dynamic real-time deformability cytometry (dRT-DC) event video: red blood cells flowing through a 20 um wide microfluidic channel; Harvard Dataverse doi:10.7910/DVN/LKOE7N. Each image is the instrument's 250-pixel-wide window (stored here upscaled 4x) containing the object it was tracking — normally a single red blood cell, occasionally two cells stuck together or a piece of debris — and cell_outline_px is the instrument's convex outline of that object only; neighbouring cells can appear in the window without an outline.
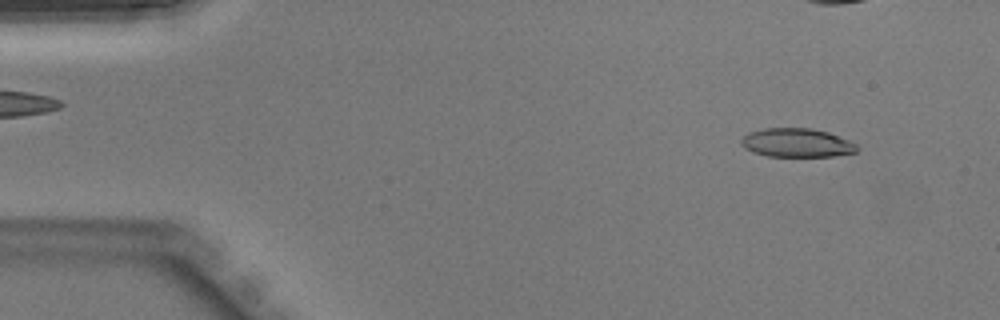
{"species": "Egyptian fruit bat (a non-hibernating species)", "species_latin": "Rousettus aegyptiacus", "temperature_condition": "warm", "stored_images_in_passage": 43, "camera_frame_rate_fps": 3000, "um_per_image_px": 0.085, "animal": {"sex": "male"}, "frame": {"image": 1, "passage_image": 4, "time_ms": 1.0, "image_size_px": [1000, 320], "cell_outline_px": [[860, 148], [856, 152], [836, 156], [768, 156], [752, 152], [744, 148], [740, 144], [740, 140], [748, 132], [764, 128], [812, 128], [828, 132], [848, 140], [856, 144]], "centroid_in_image_um": [67.71, 12.13], "position_along_channel_um": 17.3, "area_um2": 19.54}}
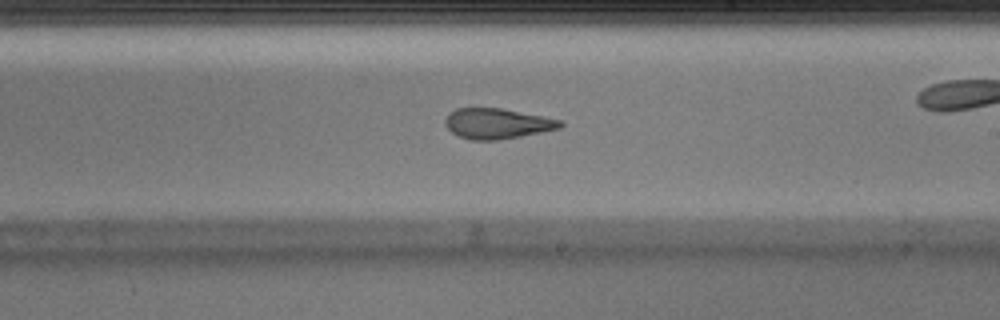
{"frame": {"image": 2, "passage_image": 25, "time_ms": 8.0, "image_size_px": [1000, 320], "cell_outline_px": [[564, 124], [560, 128], [520, 136], [496, 140], [472, 140], [456, 136], [444, 124], [444, 120], [448, 112], [456, 108], [504, 108], [544, 116], [560, 120]], "centroid_in_image_um": [42.22, 10.49], "position_along_channel_um": 246.8, "area_um2": 20.52}}
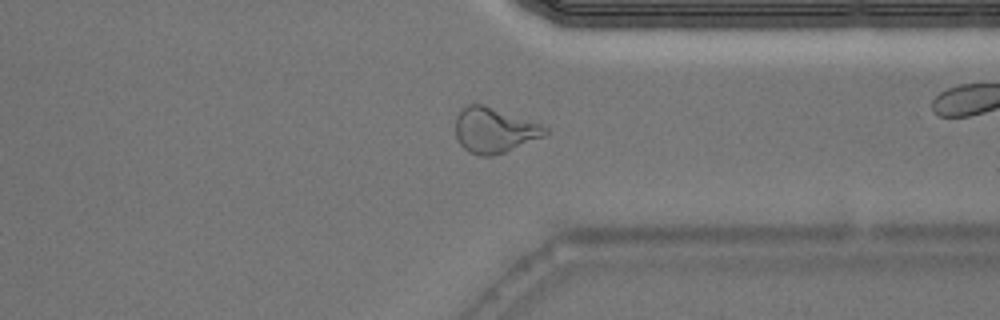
{"frame": {"image": 3, "passage_image": 33, "time_ms": 10.667, "image_size_px": [1000, 320], "cell_outline_px": [[548, 132], [544, 136], [504, 152], [492, 156], [480, 156], [468, 152], [460, 144], [456, 136], [456, 116], [468, 104], [484, 104], [540, 124], [548, 128]], "centroid_in_image_um": [41.99, 11.07], "position_along_channel_um": 369.4, "area_um2": 23.35}}